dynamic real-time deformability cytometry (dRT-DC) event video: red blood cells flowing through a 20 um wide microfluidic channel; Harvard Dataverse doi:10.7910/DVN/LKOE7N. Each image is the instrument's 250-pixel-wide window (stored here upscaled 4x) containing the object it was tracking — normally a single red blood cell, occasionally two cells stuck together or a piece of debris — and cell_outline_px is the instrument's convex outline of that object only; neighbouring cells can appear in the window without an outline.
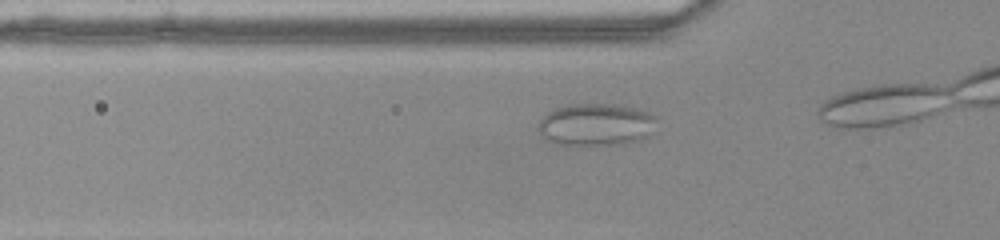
{"species": "common noctule bat (a hibernating species)", "species_latin": "Nyctalus noctula", "temperature_condition": "warm", "stored_images_in_passage": 9, "camera_frame_rate_fps": 3000, "um_per_image_px": 0.085, "animal": {"sex": "female", "body_mass_g": 22.0, "forearm_length_mm": 56.7}, "frame": {"image": 1, "passage_image": 9, "time_ms": 2.667, "image_size_px": [1000, 240], "cell_outline_px": [[656, 120], [648, 136], [640, 140], [624, 144], [560, 144], [548, 140], [540, 132], [540, 120], [548, 112], [556, 108], [568, 104], [616, 104], [636, 108], [648, 112], [656, 116]], "centroid_in_image_um": [50.7, 10.57], "position_along_channel_um": 75.1, "area_um2": 28.78}}